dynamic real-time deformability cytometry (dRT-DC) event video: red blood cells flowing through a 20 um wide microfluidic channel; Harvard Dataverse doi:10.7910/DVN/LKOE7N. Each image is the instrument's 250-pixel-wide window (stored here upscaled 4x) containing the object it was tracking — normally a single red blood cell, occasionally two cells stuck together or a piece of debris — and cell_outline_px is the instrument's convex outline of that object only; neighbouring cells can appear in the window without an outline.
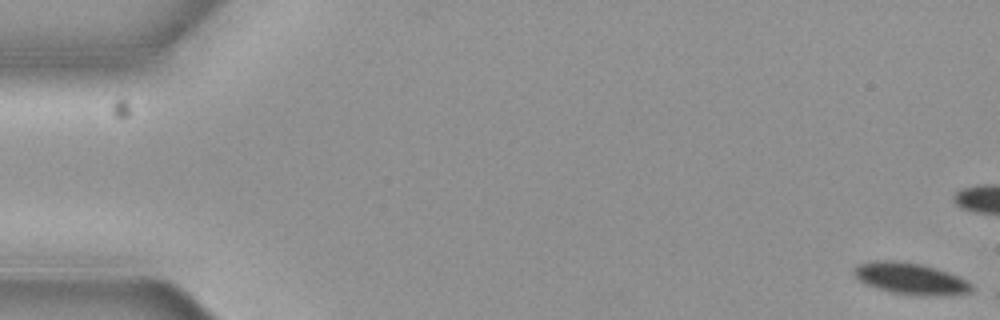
{"species": "common noctule bat (a hibernating species)", "species_latin": "Nyctalus noctula", "temperature_condition": "cold", "stored_images_in_passage": 7, "camera_frame_rate_fps": 3000, "um_per_image_px": 0.085, "animal": {"sex": "female", "body_mass_g": 19.3, "forearm_length_mm": 54.1}, "frame": {"image": 1, "passage_image": 1, "time_ms": 0.0, "image_size_px": [1000, 320], "cell_outline_px": [[976, 288], [972, 292], [940, 296], [916, 296], [892, 292], [868, 284], [860, 280], [852, 272], [852, 268], [856, 264], [872, 260], [896, 260], [920, 264], [936, 268], [960, 276], [968, 280]], "centroid_in_image_um": [77.45, 23.67], "position_along_channel_um": 7.6, "area_um2": 21.96}}
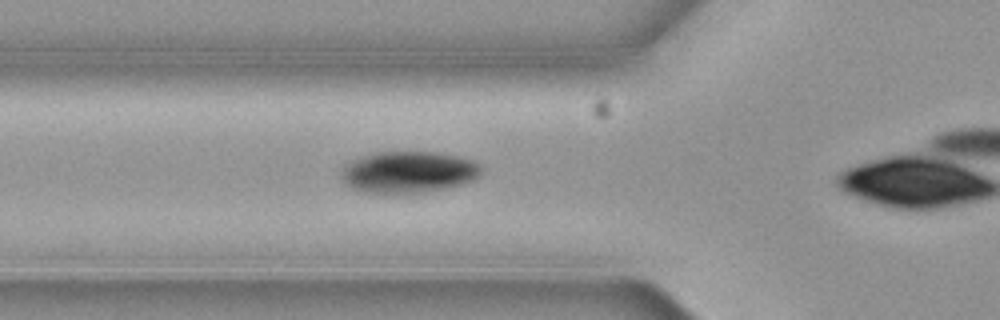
{"frame": {"image": 2, "passage_image": 7, "time_ms": 2.0, "image_size_px": [1000, 320], "cell_outline_px": [[480, 172], [472, 180], [460, 184], [428, 192], [364, 192], [348, 188], [344, 184], [340, 176], [344, 168], [352, 160], [376, 152], [436, 152], [456, 156], [472, 160], [480, 168]], "centroid_in_image_um": [34.65, 14.63], "position_along_channel_um": 91.1, "area_um2": 33.35}}